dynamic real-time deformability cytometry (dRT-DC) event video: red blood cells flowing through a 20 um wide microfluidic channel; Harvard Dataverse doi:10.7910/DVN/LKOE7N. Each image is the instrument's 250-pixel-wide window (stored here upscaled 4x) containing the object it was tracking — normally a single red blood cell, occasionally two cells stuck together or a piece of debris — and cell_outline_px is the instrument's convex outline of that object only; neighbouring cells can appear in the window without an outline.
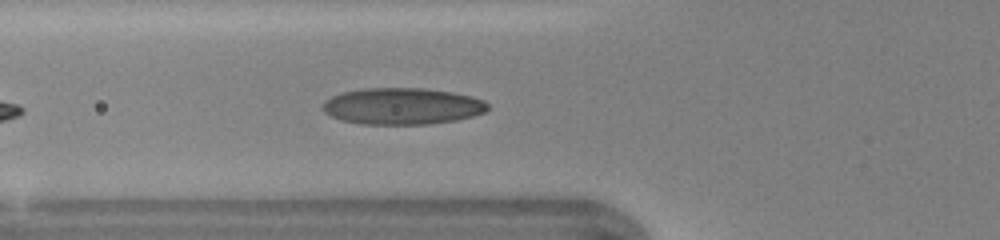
{"species": "human", "species_latin": "Homo sapiens", "temperature_condition": "warm", "stored_images_in_passage": 32, "camera_frame_rate_fps": 3000, "um_per_image_px": 0.085, "donor": {"sex": "female"}, "frame": {"image": 1, "passage_image": 5, "time_ms": 1.333, "image_size_px": [1000, 240], "cell_outline_px": [[488, 108], [484, 112], [472, 116], [456, 120], [428, 124], [360, 124], [340, 120], [324, 112], [320, 108], [324, 100], [340, 92], [364, 88], [424, 88], [452, 92], [472, 96], [484, 100], [488, 104]], "centroid_in_image_um": [34.15, 9.02], "position_along_channel_um": 91.6, "area_um2": 35.43}, "authors_computed_cell_mechanics": {"area_um2": 33.7263, "velocity_mm_per_s": 4.3862, "shape_relaxation_time_tau1_ms": 3.7526, "shape_relaxation_time_tau2_ms": 0.7514, "deformation_change_tau1": 0.1764, "deformation_change_tau2": 0.0699}}